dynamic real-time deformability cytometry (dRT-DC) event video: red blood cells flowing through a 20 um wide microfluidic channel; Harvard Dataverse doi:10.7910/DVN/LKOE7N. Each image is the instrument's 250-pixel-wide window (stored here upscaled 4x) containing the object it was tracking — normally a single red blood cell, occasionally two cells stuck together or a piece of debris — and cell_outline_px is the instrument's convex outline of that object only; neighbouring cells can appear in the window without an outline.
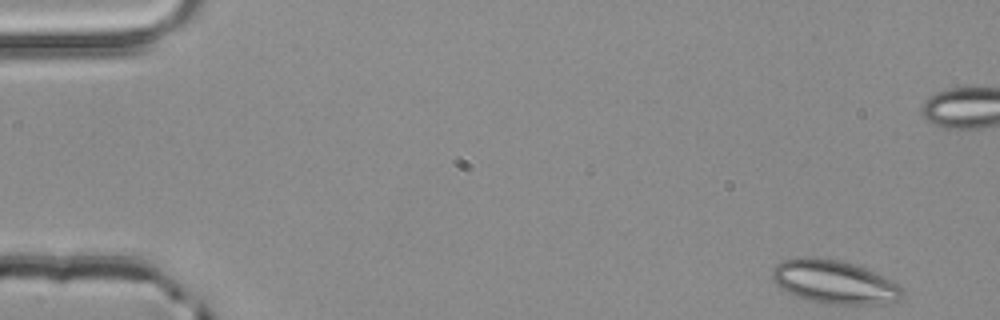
{"species": "common noctule bat (a hibernating species)", "species_latin": "Nyctalus noctula", "temperature_condition": "room temperature", "stored_images_in_passage": 52, "camera_frame_rate_fps": 3000, "um_per_image_px": 0.085, "animal": {"sex": "male", "body_mass_g": 20.4}, "frame": {"image": 1, "passage_image": 1, "time_ms": 0.0, "image_size_px": [1000, 320], "cell_outline_px": [[904, 296], [900, 300], [880, 304], [824, 304], [808, 300], [796, 296], [780, 288], [772, 280], [772, 272], [776, 264], [784, 260], [804, 256], [812, 256], [840, 260], [876, 272], [904, 288]], "centroid_in_image_um": [70.92, 23.97], "position_along_channel_um": 14.1, "area_um2": 33.18}}
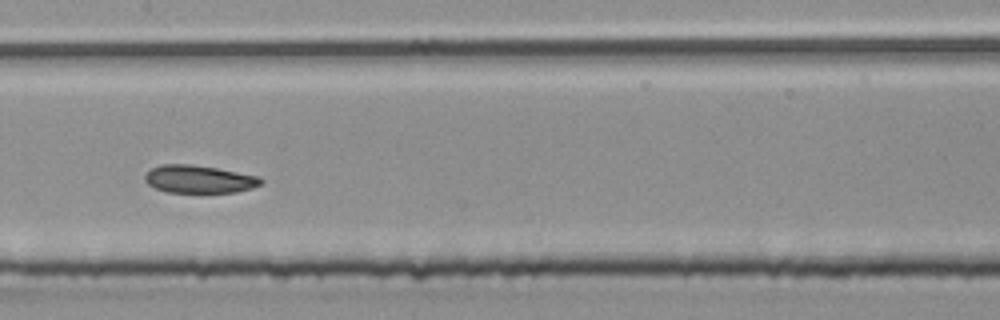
{"frame": {"image": 2, "passage_image": 25, "time_ms": 8.0, "image_size_px": [1000, 320], "cell_outline_px": [[264, 180], [260, 184], [252, 188], [236, 192], [168, 192], [156, 188], [148, 184], [144, 180], [144, 176], [152, 168], [160, 164], [192, 164], [216, 168], [260, 176]], "centroid_in_image_um": [16.93, 15.22], "position_along_channel_um": 190.5, "area_um2": 18.73}}
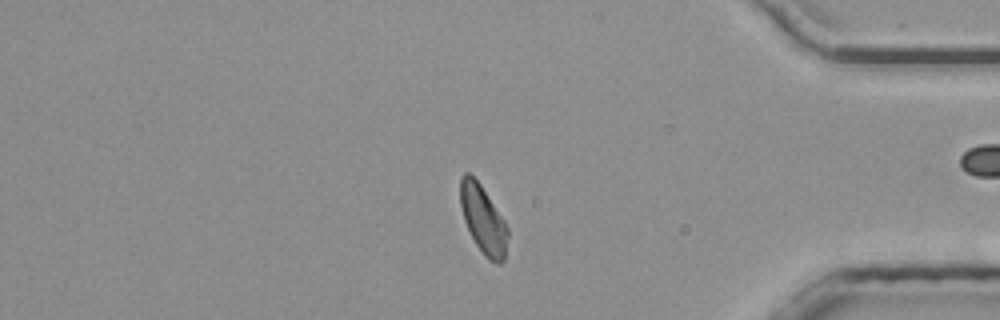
{"frame": {"image": 3, "passage_image": 43, "time_ms": 14.0, "image_size_px": [1000, 320], "cell_outline_px": [[508, 236], [504, 260], [500, 264], [496, 264], [488, 260], [476, 244], [464, 220], [460, 204], [460, 176], [464, 172], [468, 172], [480, 184], [504, 220], [508, 228]], "centroid_in_image_um": [41.07, 18.67], "position_along_channel_um": 394.1, "area_um2": 18.67}, "authors_computed_cell_mechanics": {"area_um2": 19.5653, "velocity_mm_per_s": 3.8739, "shape_relaxation_time_tau1_ms": 7.7029, "shape_relaxation_time_tau2_ms": 3.2457, "deformation_change_tau1": 0.1297, "deformation_change_tau2": 0.0858}}